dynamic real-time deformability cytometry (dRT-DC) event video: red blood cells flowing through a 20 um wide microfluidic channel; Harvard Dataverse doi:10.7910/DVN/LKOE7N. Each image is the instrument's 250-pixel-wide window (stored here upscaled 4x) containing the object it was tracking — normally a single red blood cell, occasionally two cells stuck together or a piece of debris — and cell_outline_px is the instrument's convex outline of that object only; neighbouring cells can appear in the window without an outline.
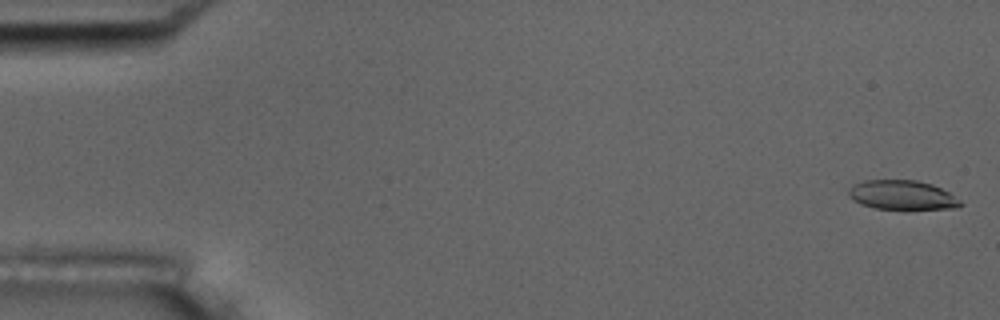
{"species": "common noctule bat (a hibernating species)", "species_latin": "Nyctalus noctula", "temperature_condition": "room temperature", "stored_images_in_passage": 54, "camera_frame_rate_fps": 3000, "um_per_image_px": 0.085, "animal": {"sex": "male", "body_mass_g": 17.5, "forearm_length_mm": 52.3}, "frame": {"image": 1, "passage_image": 1, "time_ms": 0.0, "image_size_px": [1000, 320], "cell_outline_px": [[964, 204], [956, 208], [904, 212], [876, 208], [860, 204], [852, 200], [848, 196], [848, 188], [852, 184], [864, 180], [916, 180], [932, 184], [948, 192], [960, 200]], "centroid_in_image_um": [76.68, 16.63], "position_along_channel_um": 8.3, "area_um2": 20.11}}
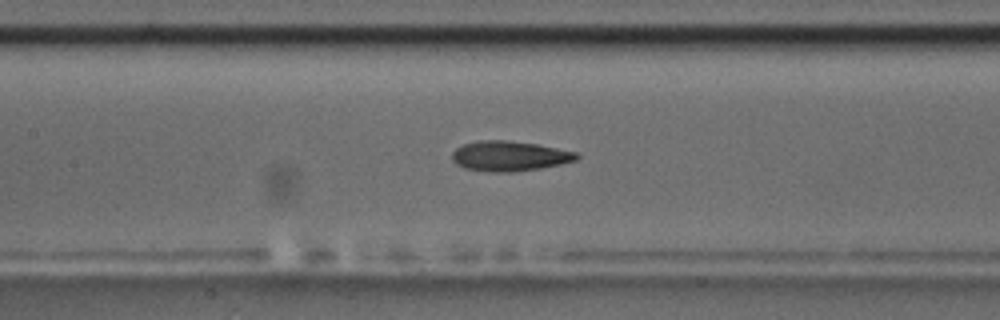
{"frame": {"image": 2, "passage_image": 25, "time_ms": 8.0, "image_size_px": [1000, 320], "cell_outline_px": [[580, 156], [576, 160], [560, 164], [540, 168], [512, 172], [496, 172], [464, 168], [456, 164], [452, 160], [452, 152], [456, 148], [464, 144], [480, 140], [508, 140], [536, 144], [576, 152]], "centroid_in_image_um": [43.28, 13.26], "position_along_channel_um": 164.1, "area_um2": 21.68}}
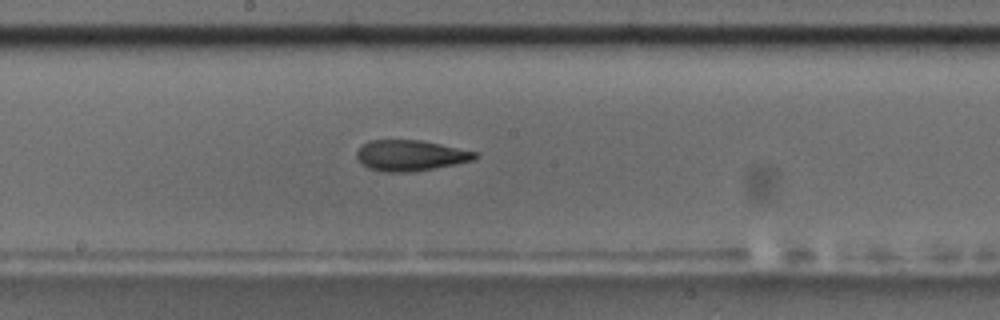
{"frame": {"image": 3, "passage_image": 29, "time_ms": 9.333, "image_size_px": [1000, 320], "cell_outline_px": [[480, 156], [476, 160], [456, 164], [412, 172], [384, 172], [368, 168], [356, 156], [356, 152], [368, 140], [420, 140], [480, 152]], "centroid_in_image_um": [34.96, 13.21], "position_along_channel_um": 213.2, "area_um2": 21.33}, "authors_computed_cell_mechanics": {"area_um2": 21.2704, "velocity_mm_per_s": 3.7251, "shape_relaxation_time_tau1_ms": 8.1441, "shape_relaxation_time_tau2_ms": 2.091, "deformation_change_tau1": 0.2405, "deformation_change_tau2": 0.1068}}